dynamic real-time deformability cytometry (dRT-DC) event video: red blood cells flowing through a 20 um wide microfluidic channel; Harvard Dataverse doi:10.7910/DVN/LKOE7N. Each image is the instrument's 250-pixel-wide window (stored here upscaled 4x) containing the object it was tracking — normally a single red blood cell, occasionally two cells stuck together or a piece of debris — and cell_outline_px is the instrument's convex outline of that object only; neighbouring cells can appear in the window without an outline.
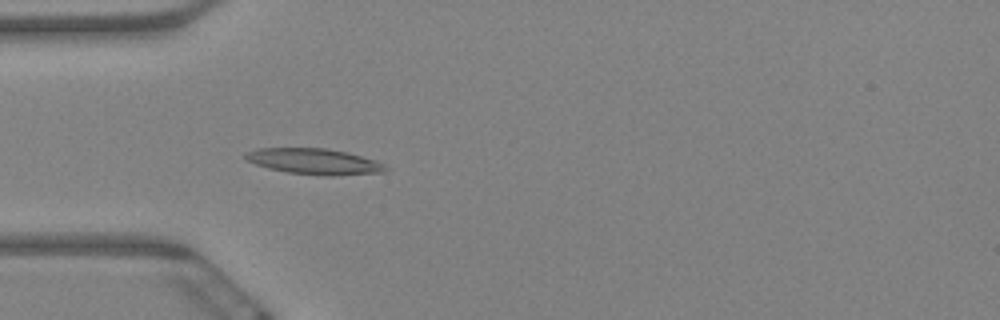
{"species": "Egyptian fruit bat (a non-hibernating species)", "species_latin": "Rousettus aegyptiacus", "temperature_condition": "warm", "stored_images_in_passage": 1, "camera_frame_rate_fps": 3000, "um_per_image_px": 0.085, "animal": {"sex": "female"}, "frame": {"image": 1, "passage_image": 1, "time_ms": 0.0, "image_size_px": [1000, 320], "cell_outline_px": [[392, 168], [384, 172], [332, 176], [324, 176], [288, 172], [268, 168], [256, 164], [240, 156], [244, 152], [256, 148], [328, 148], [348, 152], [376, 160]], "centroid_in_image_um": [26.72, 13.72], "position_along_channel_um": 58.3, "area_um2": 21.44}}